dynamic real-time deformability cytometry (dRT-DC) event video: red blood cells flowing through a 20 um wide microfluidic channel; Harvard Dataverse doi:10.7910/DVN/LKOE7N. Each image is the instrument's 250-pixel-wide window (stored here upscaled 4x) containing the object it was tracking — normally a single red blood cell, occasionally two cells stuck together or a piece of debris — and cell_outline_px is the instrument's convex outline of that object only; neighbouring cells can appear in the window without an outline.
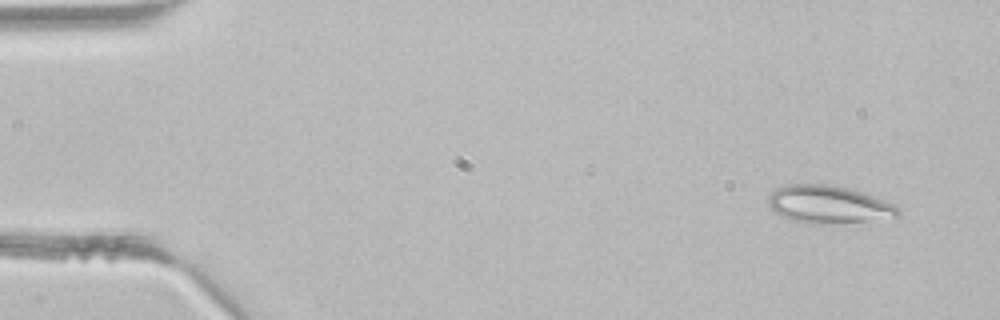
{"species": "common noctule bat (a hibernating species)", "species_latin": "Nyctalus noctula", "temperature_condition": "room temperature", "stored_images_in_passage": 4, "camera_frame_rate_fps": 3000, "um_per_image_px": 0.085, "animal": {"sex": "male", "body_mass_g": 21.5, "forearm_length_mm": 52.0}, "frame": {"image": 1, "passage_image": 1, "time_ms": 0.0, "image_size_px": [1000, 320], "cell_outline_px": [[900, 216], [864, 220], [820, 224], [808, 224], [792, 220], [776, 212], [768, 204], [768, 196], [776, 188], [788, 184], [824, 184], [848, 188], [864, 192], [896, 204], [900, 208]], "centroid_in_image_um": [70.44, 17.36], "position_along_channel_um": 14.6, "area_um2": 28.32}}